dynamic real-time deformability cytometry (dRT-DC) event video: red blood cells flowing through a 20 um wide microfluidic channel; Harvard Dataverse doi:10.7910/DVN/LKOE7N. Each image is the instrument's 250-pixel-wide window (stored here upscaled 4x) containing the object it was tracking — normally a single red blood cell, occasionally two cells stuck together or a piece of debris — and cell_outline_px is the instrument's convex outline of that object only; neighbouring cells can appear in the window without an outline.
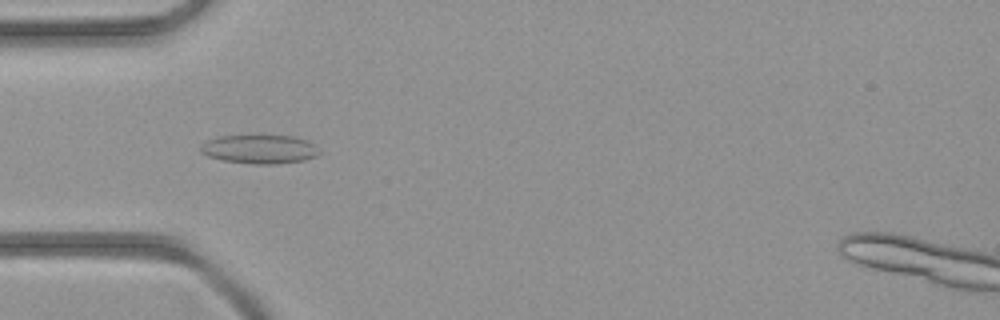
{"species": "common noctule bat (a hibernating species)", "species_latin": "Nyctalus noctula", "temperature_condition": "room temperature", "stored_images_in_passage": 43, "camera_frame_rate_fps": 3000, "um_per_image_px": 0.085, "animal": {"sex": "female", "body_mass_g": 21.9}, "frame": {"image": 1, "passage_image": 13, "time_ms": 4.0, "image_size_px": [1000, 320], "cell_outline_px": [[320, 152], [316, 156], [304, 160], [272, 164], [252, 164], [224, 160], [208, 156], [200, 152], [200, 144], [208, 140], [220, 136], [292, 136], [308, 140]], "centroid_in_image_um": [22.04, 12.68], "position_along_channel_um": 63.0, "area_um2": 19.71}}
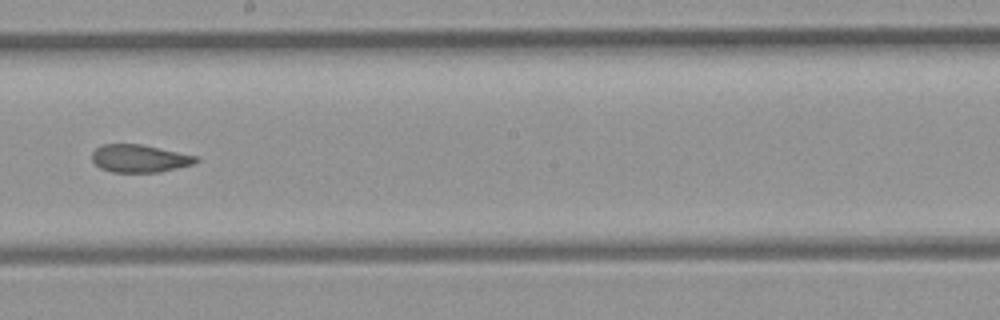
{"frame": {"image": 2, "passage_image": 24, "time_ms": 7.667, "image_size_px": [1000, 320], "cell_outline_px": [[200, 160], [196, 164], [160, 172], [112, 172], [100, 168], [92, 160], [92, 152], [96, 148], [104, 144], [140, 144], [200, 156]], "centroid_in_image_um": [11.92, 13.47], "position_along_channel_um": 236.3, "area_um2": 16.99}}
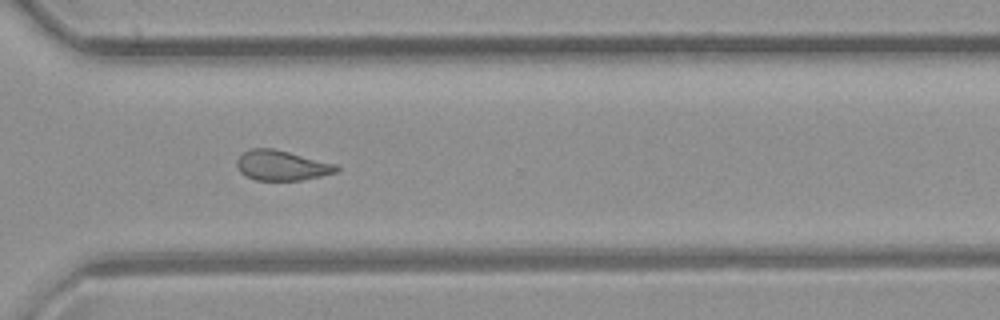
{"frame": {"image": 3, "passage_image": 31, "time_ms": 10.0, "image_size_px": [1000, 320], "cell_outline_px": [[340, 168], [336, 172], [320, 176], [300, 180], [256, 180], [240, 172], [236, 164], [236, 160], [244, 152], [252, 148], [272, 148], [340, 164]], "centroid_in_image_um": [23.99, 14.05], "position_along_channel_um": 346.6, "area_um2": 17.46}}